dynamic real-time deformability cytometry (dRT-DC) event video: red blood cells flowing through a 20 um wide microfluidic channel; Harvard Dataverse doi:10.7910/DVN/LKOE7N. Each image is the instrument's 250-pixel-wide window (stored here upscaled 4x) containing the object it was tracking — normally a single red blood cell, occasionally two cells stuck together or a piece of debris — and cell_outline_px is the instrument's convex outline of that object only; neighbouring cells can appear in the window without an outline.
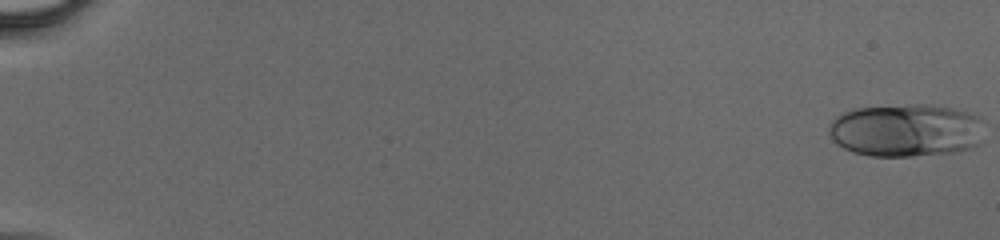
{"species": "human", "species_latin": "Homo sapiens", "temperature_condition": "cold", "stored_images_in_passage": 10, "camera_frame_rate_fps": 3000, "um_per_image_px": 0.085, "donor": {"sex": "male"}, "frame": {"image": 1, "passage_image": 1, "time_ms": 0.0, "image_size_px": [1000, 240], "cell_outline_px": [[980, 144], [972, 148], [952, 152], [912, 156], [872, 156], [852, 152], [836, 144], [832, 140], [828, 132], [828, 128], [832, 120], [836, 116], [844, 112], [856, 108], [912, 104], [932, 104], [956, 108], [980, 116]], "centroid_in_image_um": [76.98, 11.07], "position_along_channel_um": 8.0, "area_um2": 48.26}}